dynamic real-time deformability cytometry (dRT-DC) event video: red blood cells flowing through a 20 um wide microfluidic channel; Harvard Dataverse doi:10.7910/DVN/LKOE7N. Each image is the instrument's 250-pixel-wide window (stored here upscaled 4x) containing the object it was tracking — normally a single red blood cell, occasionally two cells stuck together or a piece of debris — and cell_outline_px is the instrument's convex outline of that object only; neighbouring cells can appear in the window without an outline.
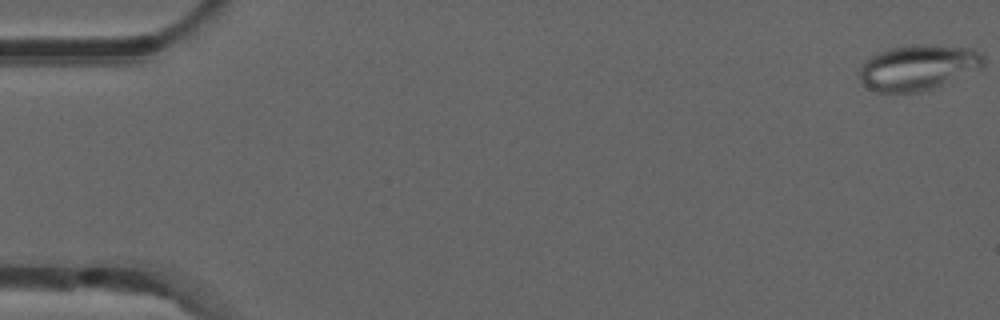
{"species": "common noctule bat (a hibernating species)", "species_latin": "Nyctalus noctula", "temperature_condition": "room temperature", "stored_images_in_passage": 6, "camera_frame_rate_fps": 3000, "um_per_image_px": 0.085, "animal": {"sex": "male", "forearm_length_mm": 52.5}, "frame": {"image": 1, "passage_image": 1, "time_ms": 0.0, "image_size_px": [1000, 320], "cell_outline_px": [[984, 64], [980, 68], [932, 88], [916, 92], [876, 92], [868, 88], [860, 80], [860, 68], [864, 60], [888, 48], [920, 44], [924, 44], [972, 48], [980, 52], [984, 56]], "centroid_in_image_um": [78.01, 5.72], "position_along_channel_um": 7.0, "area_um2": 32.48}}